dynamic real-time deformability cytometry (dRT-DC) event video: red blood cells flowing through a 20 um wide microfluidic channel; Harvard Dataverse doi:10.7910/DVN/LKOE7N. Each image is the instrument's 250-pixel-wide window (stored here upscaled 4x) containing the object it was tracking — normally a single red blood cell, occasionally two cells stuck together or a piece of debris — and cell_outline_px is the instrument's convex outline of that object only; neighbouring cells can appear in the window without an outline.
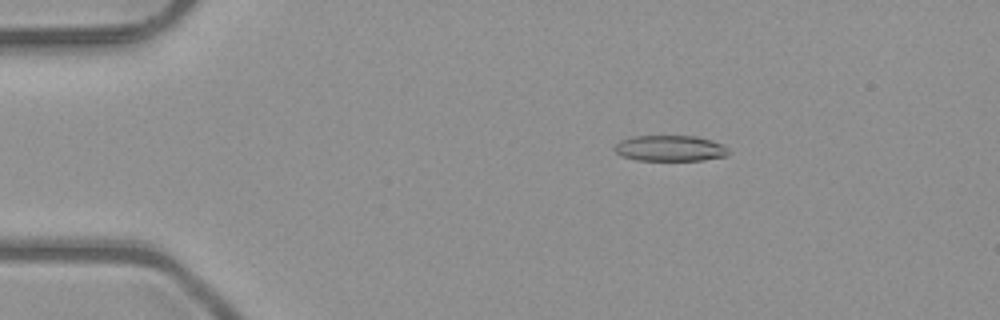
{"species": "common noctule bat (a hibernating species)", "species_latin": "Nyctalus noctula", "temperature_condition": "room temperature", "stored_images_in_passage": 52, "camera_frame_rate_fps": 3000, "um_per_image_px": 0.085, "animal": {"sex": "male", "body_mass_g": 23.1, "forearm_length_mm": 52.7}, "frame": {"image": 1, "passage_image": 10, "time_ms": 3.0, "image_size_px": [1000, 320], "cell_outline_px": [[728, 156], [704, 160], [636, 160], [624, 156], [616, 152], [612, 148], [620, 140], [632, 136], [696, 136], [712, 140], [728, 148]], "centroid_in_image_um": [56.95, 12.6], "position_along_channel_um": 28.0, "area_um2": 17.17}}
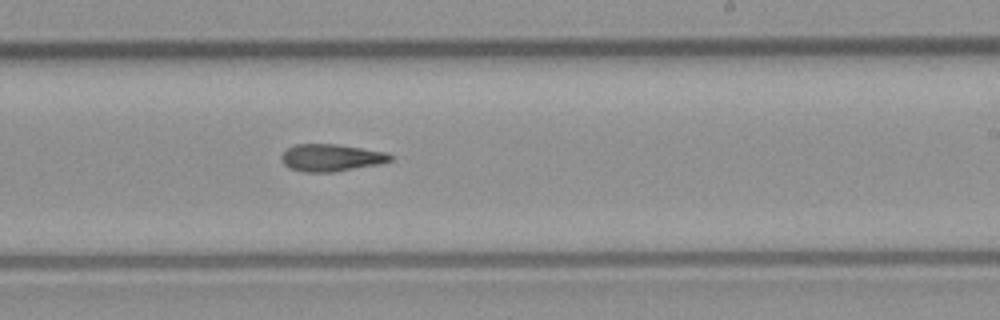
{"frame": {"image": 2, "passage_image": 32, "time_ms": 10.333, "image_size_px": [1000, 320], "cell_outline_px": [[392, 160], [380, 164], [336, 172], [304, 172], [288, 168], [280, 160], [280, 156], [288, 148], [296, 144], [336, 144], [384, 152], [392, 156]], "centroid_in_image_um": [28.11, 13.42], "position_along_channel_um": 260.9, "area_um2": 17.28}}
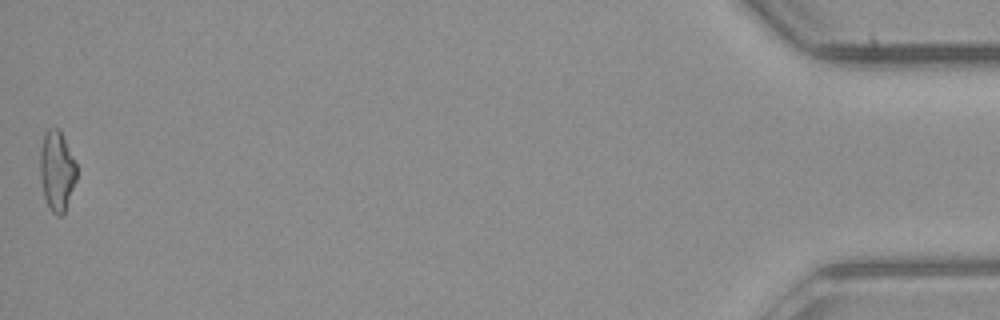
{"frame": {"image": 3, "passage_image": 52, "time_ms": 17.0, "image_size_px": [1000, 320], "cell_outline_px": [[76, 180], [64, 212], [60, 216], [56, 216], [52, 212], [44, 196], [40, 176], [40, 148], [44, 132], [48, 128], [60, 128], [76, 164]], "centroid_in_image_um": [4.82, 14.48], "position_along_channel_um": 430.4, "area_um2": 16.99}}